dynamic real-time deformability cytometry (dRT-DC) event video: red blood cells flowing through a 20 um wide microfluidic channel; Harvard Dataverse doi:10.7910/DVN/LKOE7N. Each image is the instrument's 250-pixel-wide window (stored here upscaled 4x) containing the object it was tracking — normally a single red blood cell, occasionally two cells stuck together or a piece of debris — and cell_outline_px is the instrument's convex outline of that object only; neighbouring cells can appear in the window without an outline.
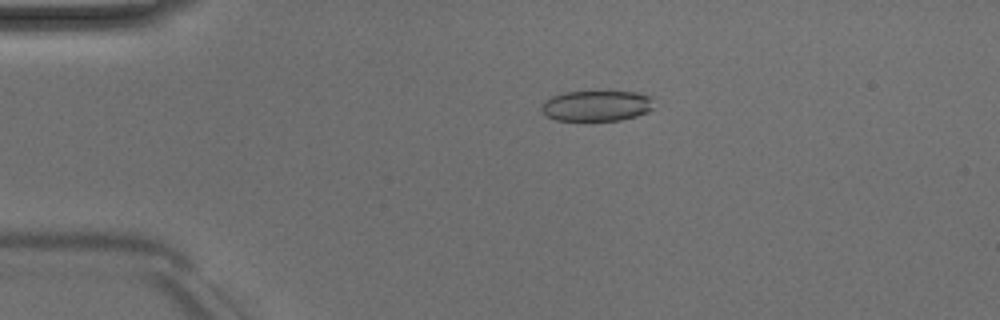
{"species": "Egyptian fruit bat (a non-hibernating species)", "species_latin": "Rousettus aegyptiacus", "temperature_condition": "room temperature", "stored_images_in_passage": 51, "camera_frame_rate_fps": 3000, "um_per_image_px": 0.085, "animal": {"sex": "male"}, "frame": {"image": 1, "passage_image": 11, "time_ms": 3.333, "image_size_px": [1000, 320], "cell_outline_px": [[652, 108], [636, 116], [620, 120], [556, 120], [548, 116], [540, 108], [540, 104], [544, 100], [552, 96], [564, 92], [608, 88], [636, 92], [652, 96]], "centroid_in_image_um": [50.7, 8.92], "position_along_channel_um": 34.3, "area_um2": 20.92}}
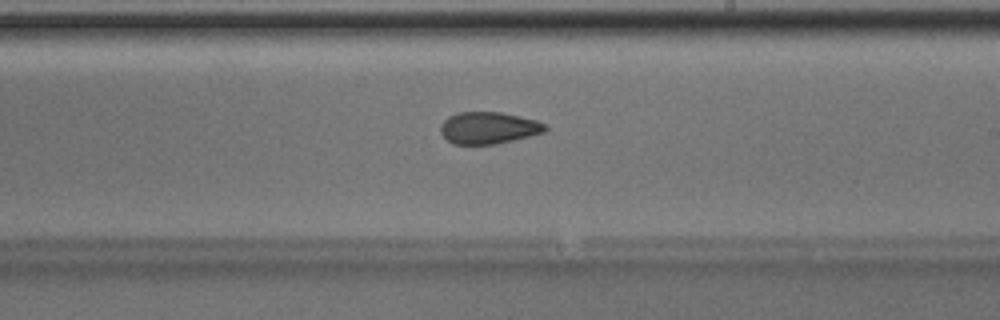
{"frame": {"image": 2, "passage_image": 30, "time_ms": 9.667, "image_size_px": [1000, 320], "cell_outline_px": [[548, 128], [544, 132], [496, 144], [452, 144], [440, 132], [440, 124], [448, 116], [456, 112], [500, 112], [520, 116], [536, 120], [544, 124]], "centroid_in_image_um": [41.49, 10.86], "position_along_channel_um": 247.5, "area_um2": 19.42}}
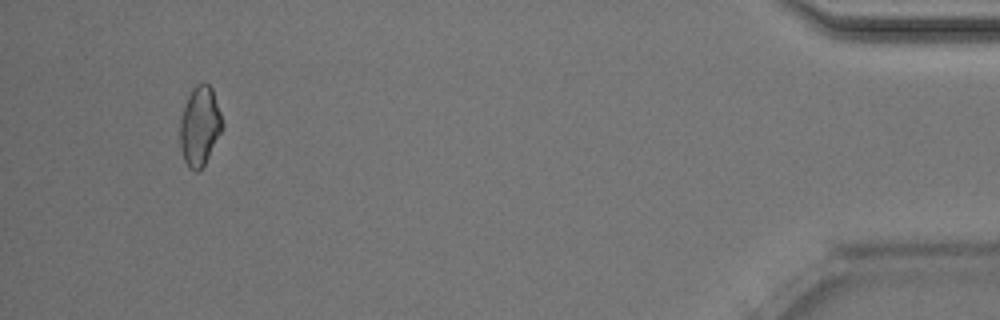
{"frame": {"image": 3, "passage_image": 48, "time_ms": 15.667, "image_size_px": [1000, 320], "cell_outline_px": [[224, 128], [204, 164], [196, 172], [188, 168], [184, 160], [180, 148], [180, 120], [188, 96], [192, 88], [196, 84], [208, 84], [212, 88], [224, 124]], "centroid_in_image_um": [16.98, 10.73], "position_along_channel_um": 418.2, "area_um2": 19.48}, "authors_computed_cell_mechanics": {"area_um2": 20.1144, "velocity_mm_per_s": 4.0388, "shape_relaxation_time_tau1_ms": null, "shape_relaxation_time_tau2_ms": 2.0584, "deformation_change_tau1": null, "deformation_change_tau2": 0.0635}}